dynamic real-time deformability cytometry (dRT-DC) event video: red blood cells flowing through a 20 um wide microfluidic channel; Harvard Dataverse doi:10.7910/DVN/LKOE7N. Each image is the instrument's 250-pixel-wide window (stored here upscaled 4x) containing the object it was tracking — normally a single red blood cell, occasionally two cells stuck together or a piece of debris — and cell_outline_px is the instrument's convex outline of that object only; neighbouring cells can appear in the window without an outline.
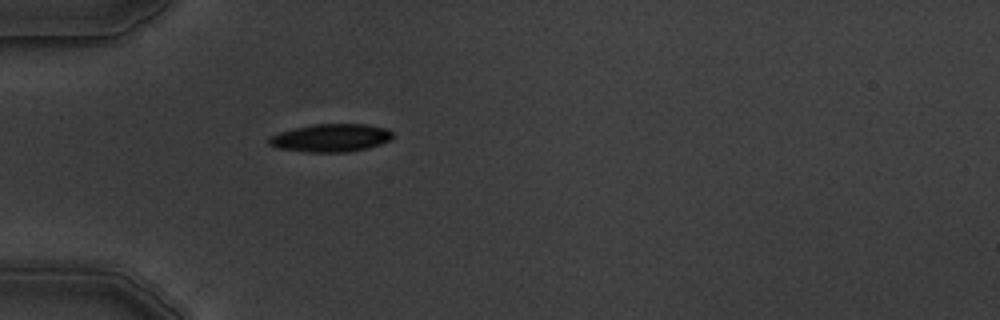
{"species": "common noctule bat (a hibernating species)", "species_latin": "Nyctalus noctula", "temperature_condition": "warm", "stored_images_in_passage": 1, "camera_frame_rate_fps": 3000, "um_per_image_px": 0.085, "animal": {"sex": "male", "body_mass_g": 19.5, "forearm_length_mm": 54.6}, "frame": {"image": 1, "passage_image": 1, "time_ms": 0.0, "image_size_px": [1000, 320], "cell_outline_px": [[396, 136], [380, 144], [368, 148], [348, 152], [304, 152], [276, 148], [268, 144], [268, 140], [272, 136], [280, 132], [312, 124], [368, 124], [388, 128]], "centroid_in_image_um": [28.15, 11.72], "position_along_channel_um": 56.8, "area_um2": 20.29}}